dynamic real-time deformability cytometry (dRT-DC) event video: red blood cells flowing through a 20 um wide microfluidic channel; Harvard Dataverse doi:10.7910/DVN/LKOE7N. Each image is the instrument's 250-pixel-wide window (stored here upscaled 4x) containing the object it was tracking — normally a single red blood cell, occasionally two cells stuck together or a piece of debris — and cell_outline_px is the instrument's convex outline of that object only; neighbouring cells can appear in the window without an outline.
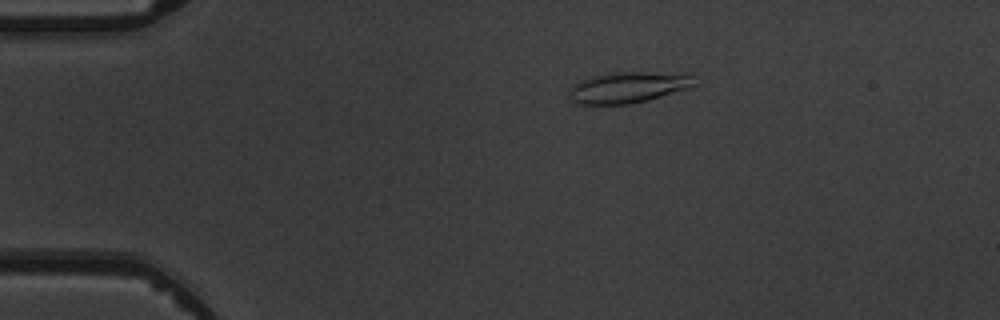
{"species": "common noctule bat (a hibernating species)", "species_latin": "Nyctalus noctula", "temperature_condition": "warm", "stored_images_in_passage": 6, "camera_frame_rate_fps": 3000, "um_per_image_px": 0.085, "animal": {"sex": "male", "body_mass_g": 19.5, "forearm_length_mm": 54.6}, "frame": {"image": 1, "passage_image": 1, "time_ms": 0.0, "image_size_px": [1000, 320], "cell_outline_px": [[696, 84], [688, 88], [648, 100], [632, 104], [576, 104], [572, 100], [572, 84], [580, 80], [592, 76], [612, 72], [692, 72]], "centroid_in_image_um": [53.48, 7.4], "position_along_channel_um": 31.5, "area_um2": 22.89}}
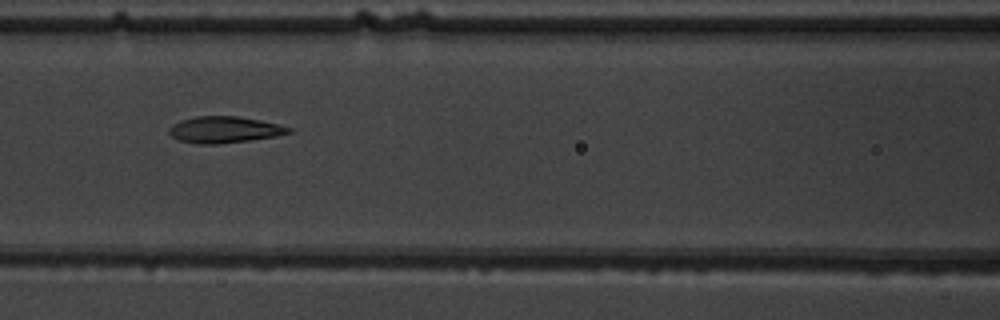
{"frame": {"image": 2, "passage_image": 4, "time_ms": 4.333, "image_size_px": [1000, 320], "cell_outline_px": [[296, 132], [276, 136], [248, 140], [216, 144], [196, 144], [180, 140], [172, 136], [168, 132], [168, 128], [172, 124], [180, 120], [196, 116], [236, 116], [260, 120], [280, 124], [292, 128]], "centroid_in_image_um": [19.1, 11.02], "position_along_channel_um": 147.5, "area_um2": 18.55}}
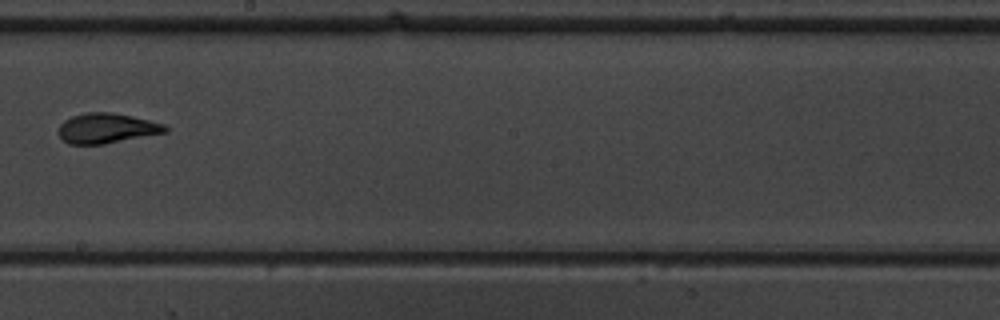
{"frame": {"image": 3, "passage_image": 6, "time_ms": 6.667, "image_size_px": [1000, 320], "cell_outline_px": [[168, 132], [104, 144], [68, 144], [60, 136], [60, 124], [64, 120], [72, 116], [88, 112], [112, 112], [132, 116], [164, 124], [168, 128]], "centroid_in_image_um": [9.09, 10.9], "position_along_channel_um": 239.1, "area_um2": 18.55}}